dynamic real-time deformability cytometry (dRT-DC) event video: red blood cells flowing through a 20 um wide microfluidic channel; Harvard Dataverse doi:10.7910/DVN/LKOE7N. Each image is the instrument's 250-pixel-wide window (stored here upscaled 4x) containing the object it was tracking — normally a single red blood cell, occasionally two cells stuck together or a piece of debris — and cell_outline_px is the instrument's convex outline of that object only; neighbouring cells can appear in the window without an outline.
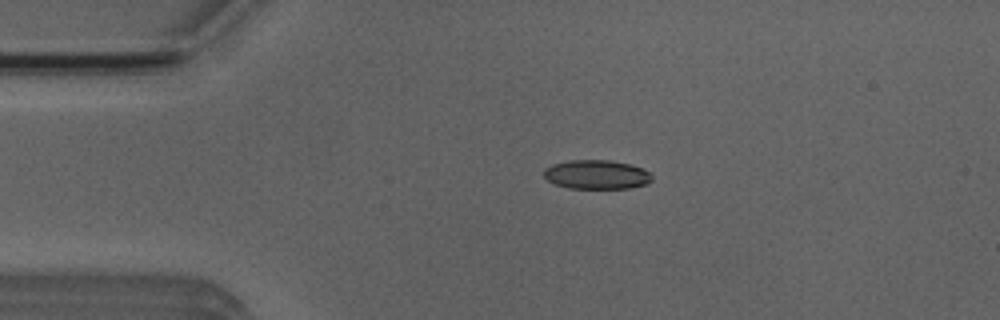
{"species": "Egyptian fruit bat (a non-hibernating species)", "species_latin": "Rousettus aegyptiacus", "temperature_condition": "room temperature", "stored_images_in_passage": 5, "camera_frame_rate_fps": 3000, "um_per_image_px": 0.085, "animal": {"sex": "male"}, "frame": {"image": 1, "passage_image": 4, "time_ms": 3.333, "image_size_px": [1000, 320], "cell_outline_px": [[652, 180], [648, 184], [628, 188], [568, 188], [556, 184], [548, 180], [544, 176], [544, 168], [552, 164], [568, 160], [608, 160], [632, 164], [648, 172], [652, 176]], "centroid_in_image_um": [50.7, 14.83], "position_along_channel_um": 34.3, "area_um2": 18.32}}